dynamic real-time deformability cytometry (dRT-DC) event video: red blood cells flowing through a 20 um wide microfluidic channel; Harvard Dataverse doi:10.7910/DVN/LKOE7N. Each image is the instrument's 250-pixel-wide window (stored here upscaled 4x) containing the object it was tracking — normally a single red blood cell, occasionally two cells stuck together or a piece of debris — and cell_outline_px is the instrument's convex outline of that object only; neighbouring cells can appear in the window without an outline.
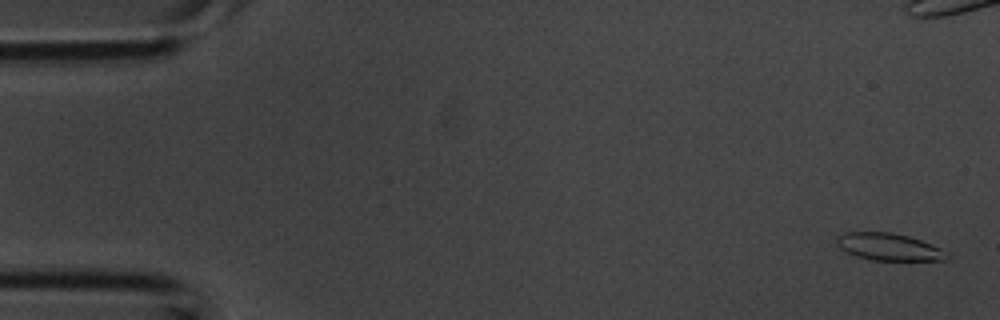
{"species": "common noctule bat (a hibernating species)", "species_latin": "Nyctalus noctula", "temperature_condition": "room temperature", "stored_images_in_passage": 40, "camera_frame_rate_fps": 3000, "um_per_image_px": 0.085, "animal": {"sex": "male", "body_mass_g": 20.1, "forearm_length_mm": 53.5}, "frame": {"image": 1, "passage_image": 2, "time_ms": 0.333, "image_size_px": [1000, 320], "cell_outline_px": [[948, 256], [944, 260], [868, 260], [856, 256], [840, 248], [836, 244], [836, 236], [844, 232], [892, 232], [908, 236], [920, 240], [940, 248], [948, 252]], "centroid_in_image_um": [75.51, 20.98], "position_along_channel_um": 9.5, "area_um2": 17.46}}
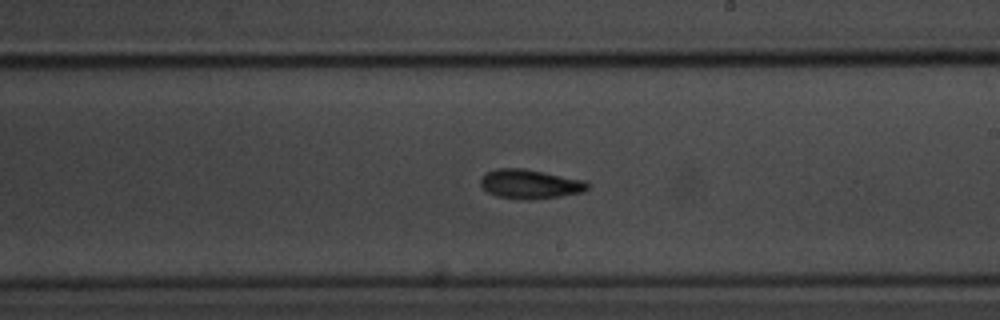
{"frame": {"image": 2, "passage_image": 23, "time_ms": 7.333, "image_size_px": [1000, 320], "cell_outline_px": [[588, 188], [584, 192], [560, 196], [528, 200], [520, 200], [496, 196], [488, 192], [480, 184], [480, 180], [484, 172], [496, 168], [524, 168], [584, 180], [588, 184]], "centroid_in_image_um": [45.01, 15.64], "position_along_channel_um": 244.0, "area_um2": 18.38}}
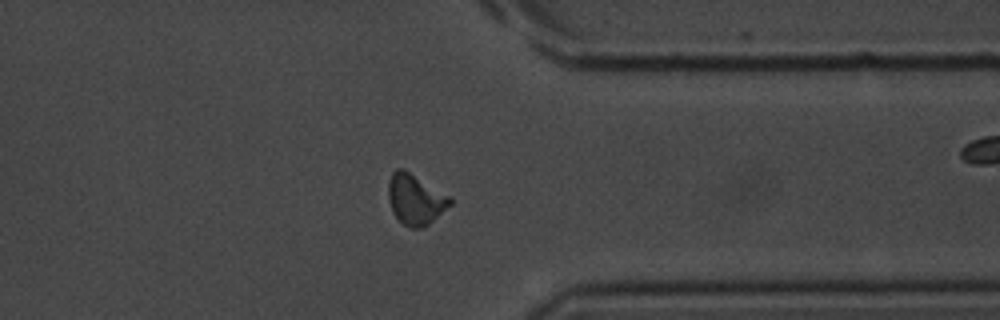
{"frame": {"image": 3, "passage_image": 31, "time_ms": 10.0, "image_size_px": [1000, 320], "cell_outline_px": [[452, 204], [428, 224], [420, 228], [412, 228], [404, 224], [392, 212], [388, 200], [388, 180], [392, 172], [396, 168], [404, 168], [452, 196]], "centroid_in_image_um": [35.31, 16.9], "position_along_channel_um": 376.1, "area_um2": 18.44}}